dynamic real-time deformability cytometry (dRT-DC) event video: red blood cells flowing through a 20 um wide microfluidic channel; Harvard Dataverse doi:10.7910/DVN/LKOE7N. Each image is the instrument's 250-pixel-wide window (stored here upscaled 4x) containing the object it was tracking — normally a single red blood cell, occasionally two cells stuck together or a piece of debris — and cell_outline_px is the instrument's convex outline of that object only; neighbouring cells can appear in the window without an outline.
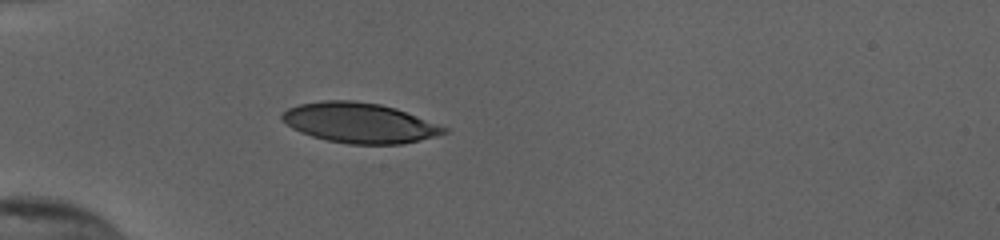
{"species": "human", "species_latin": "Homo sapiens", "temperature_condition": "cold", "stored_images_in_passage": 38, "camera_frame_rate_fps": 3000, "um_per_image_px": 0.085, "donor": {"sex": "female"}, "frame": {"image": 1, "passage_image": 1, "time_ms": 0.0, "image_size_px": [1000, 240], "cell_outline_px": [[448, 132], [436, 136], [404, 144], [348, 144], [328, 140], [312, 136], [300, 132], [292, 128], [280, 120], [280, 116], [288, 108], [300, 104], [324, 100], [352, 100], [380, 104], [396, 108], [448, 128]], "centroid_in_image_um": [30.54, 10.44], "position_along_channel_um": 54.5, "area_um2": 37.8}}
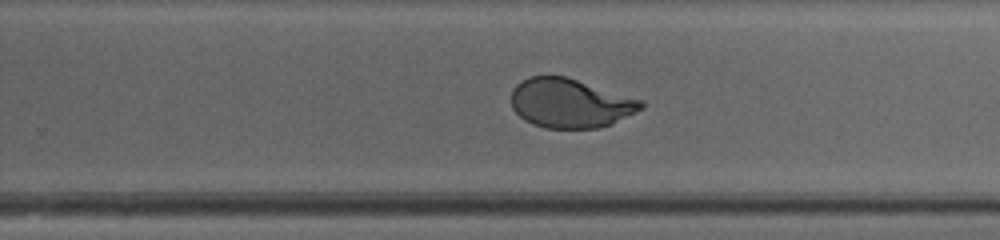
{"frame": {"image": 2, "passage_image": 20, "time_ms": 6.333, "image_size_px": [1000, 240], "cell_outline_px": [[644, 108], [612, 124], [600, 128], [544, 128], [532, 124], [524, 120], [512, 108], [512, 88], [516, 84], [532, 76], [568, 76], [644, 100]], "centroid_in_image_um": [48.5, 8.77], "position_along_channel_um": 281.3, "area_um2": 37.57}}
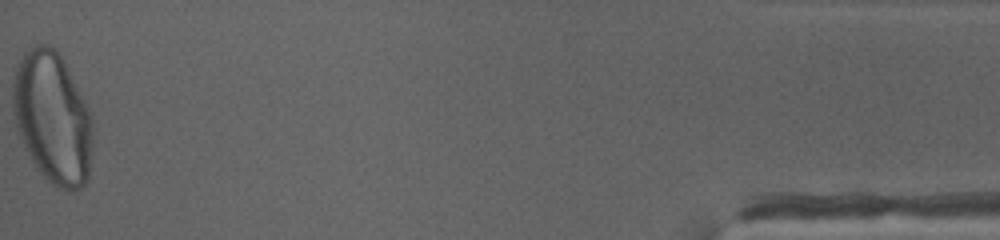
{"frame": {"image": 3, "passage_image": 38, "time_ms": 12.333, "image_size_px": [1000, 240], "cell_outline_px": [[92, 152], [88, 180], [80, 188], [72, 192], [68, 192], [56, 188], [36, 168], [24, 148], [16, 128], [12, 104], [12, 80], [16, 68], [24, 52], [28, 48], [36, 44], [48, 44], [56, 48], [64, 60], [92, 112]], "centroid_in_image_um": [4.47, 10.01], "position_along_channel_um": 430.7, "area_um2": 62.48}, "authors_computed_cell_mechanics": {"area_um2": 38.8127, "velocity_mm_per_s": 3.8508, "shape_relaxation_time_tau1_ms": 5.1784, "shape_relaxation_time_tau2_ms": null, "deformation_change_tau1": 0.2169, "deformation_change_tau2": null}}